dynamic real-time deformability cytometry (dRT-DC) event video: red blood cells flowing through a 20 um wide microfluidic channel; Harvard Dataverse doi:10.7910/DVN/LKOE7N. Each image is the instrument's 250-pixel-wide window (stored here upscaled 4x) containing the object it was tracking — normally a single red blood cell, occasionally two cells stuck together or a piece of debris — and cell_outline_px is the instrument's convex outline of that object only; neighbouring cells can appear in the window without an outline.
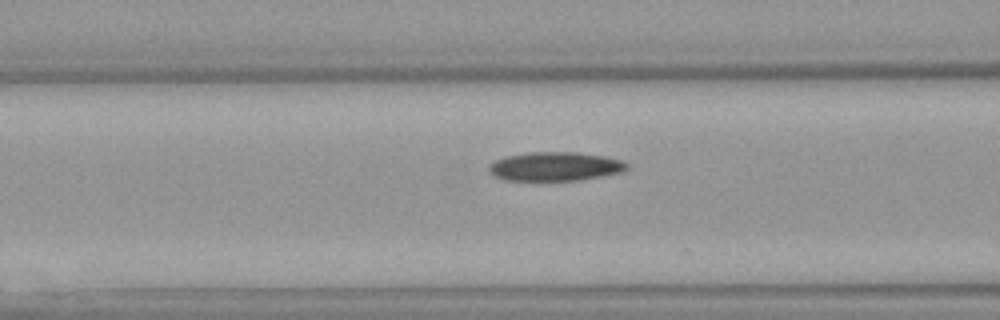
{"species": "Egyptian fruit bat (a non-hibernating species)", "species_latin": "Rousettus aegyptiacus", "temperature_condition": "warm", "stored_images_in_passage": 23, "camera_frame_rate_fps": 3000, "um_per_image_px": 0.085, "animal": {"sex": "female"}, "frame": {"image": 1, "passage_image": 17, "time_ms": 5.333, "image_size_px": [1000, 320], "cell_outline_px": [[628, 168], [624, 172], [580, 180], [536, 184], [504, 180], [492, 176], [488, 172], [488, 168], [496, 160], [504, 156], [528, 152], [576, 152], [604, 156], [620, 160], [628, 164]], "centroid_in_image_um": [47.11, 14.2], "position_along_channel_um": 119.5, "area_um2": 24.45}}
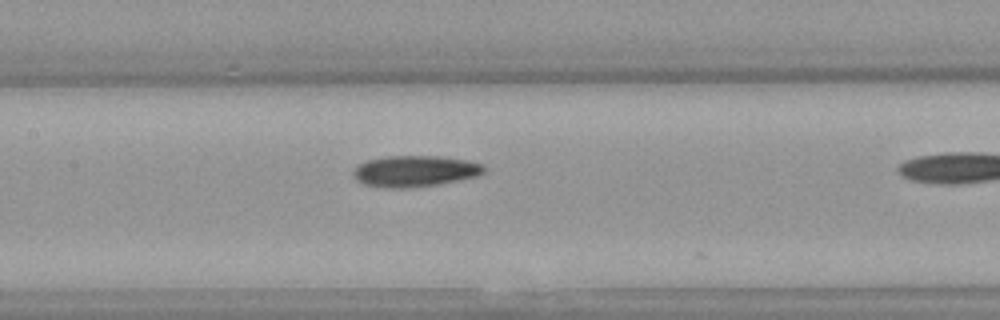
{"frame": {"image": 2, "passage_image": 21, "time_ms": 6.667, "image_size_px": [1000, 320], "cell_outline_px": [[488, 172], [476, 176], [460, 180], [440, 184], [408, 188], [384, 188], [364, 184], [356, 180], [352, 176], [352, 172], [360, 164], [368, 160], [388, 156], [440, 156], [468, 160], [484, 164], [488, 168]], "centroid_in_image_um": [35.33, 14.55], "position_along_channel_um": 172.1, "area_um2": 24.1}}